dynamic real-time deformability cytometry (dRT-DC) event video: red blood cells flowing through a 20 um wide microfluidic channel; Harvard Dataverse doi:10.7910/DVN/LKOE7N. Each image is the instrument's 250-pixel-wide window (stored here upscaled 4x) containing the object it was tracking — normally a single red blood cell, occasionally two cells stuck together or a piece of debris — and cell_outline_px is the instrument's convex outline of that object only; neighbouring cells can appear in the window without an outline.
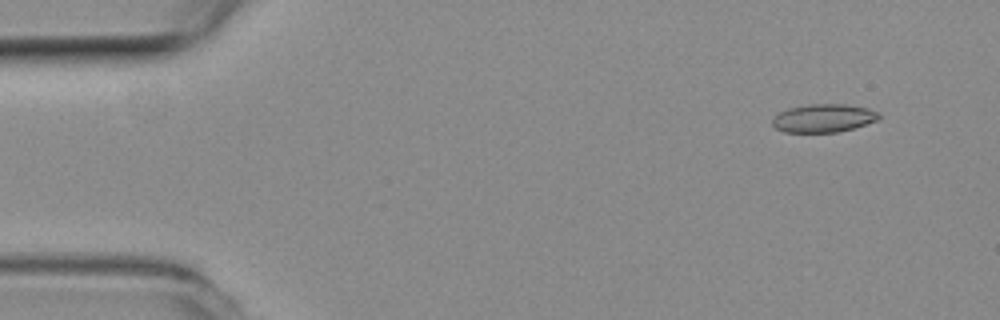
{"species": "common noctule bat (a hibernating species)", "species_latin": "Nyctalus noctula", "temperature_condition": "room temperature", "stored_images_in_passage": 47, "camera_frame_rate_fps": 3000, "um_per_image_px": 0.085, "animal": {"sex": "female", "body_mass_g": 19.3, "forearm_length_mm": 54.1}, "frame": {"image": 1, "passage_image": 1, "time_ms": 0.0, "image_size_px": [1000, 320], "cell_outline_px": [[880, 116], [876, 120], [852, 128], [836, 132], [784, 132], [776, 128], [772, 124], [772, 120], [780, 112], [788, 108], [808, 104], [844, 104], [868, 108], [880, 112]], "centroid_in_image_um": [69.99, 10.03], "position_along_channel_um": 15.0, "area_um2": 17.34}}
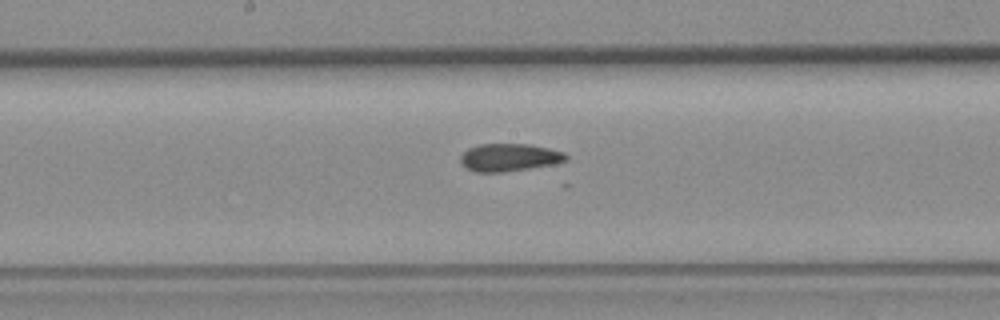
{"frame": {"image": 2, "passage_image": 24, "time_ms": 7.667, "image_size_px": [1000, 320], "cell_outline_px": [[568, 160], [556, 164], [504, 172], [476, 172], [460, 164], [460, 156], [468, 148], [480, 144], [528, 144], [548, 148], [564, 152], [568, 156]], "centroid_in_image_um": [43.3, 13.38], "position_along_channel_um": 204.9, "area_um2": 17.11}}
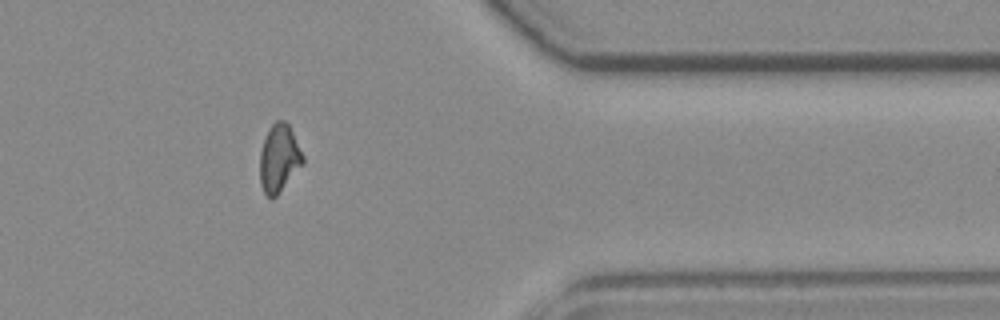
{"frame": {"image": 3, "passage_image": 40, "time_ms": 13.0, "image_size_px": [1000, 320], "cell_outline_px": [[304, 164], [276, 196], [272, 200], [264, 192], [260, 184], [260, 152], [268, 128], [276, 120], [284, 120], [288, 124], [304, 156]], "centroid_in_image_um": [23.72, 13.47], "position_along_channel_um": 387.7, "area_um2": 16.99}}